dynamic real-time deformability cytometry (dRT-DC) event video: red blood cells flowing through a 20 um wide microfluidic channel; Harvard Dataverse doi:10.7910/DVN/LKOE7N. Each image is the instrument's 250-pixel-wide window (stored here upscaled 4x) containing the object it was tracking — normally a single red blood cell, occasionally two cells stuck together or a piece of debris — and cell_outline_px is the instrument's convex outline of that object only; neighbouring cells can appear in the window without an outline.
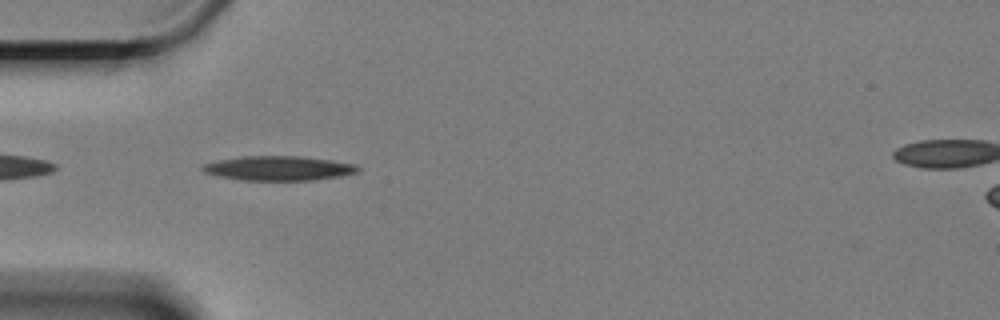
{"species": "Egyptian fruit bat (a non-hibernating species)", "species_latin": "Rousettus aegyptiacus", "temperature_condition": "cold", "stored_images_in_passage": 44, "camera_frame_rate_fps": 3000, "um_per_image_px": 0.085, "animal": {"sex": "female"}, "frame": {"image": 1, "passage_image": 2, "time_ms": 0.333, "image_size_px": [1000, 320], "cell_outline_px": [[360, 168], [356, 172], [340, 176], [312, 180], [244, 180], [220, 176], [204, 172], [200, 168], [204, 164], [220, 160], [240, 156], [300, 156], [332, 160], [356, 164]], "centroid_in_image_um": [23.7, 14.29], "position_along_channel_um": 61.3, "area_um2": 21.96}}
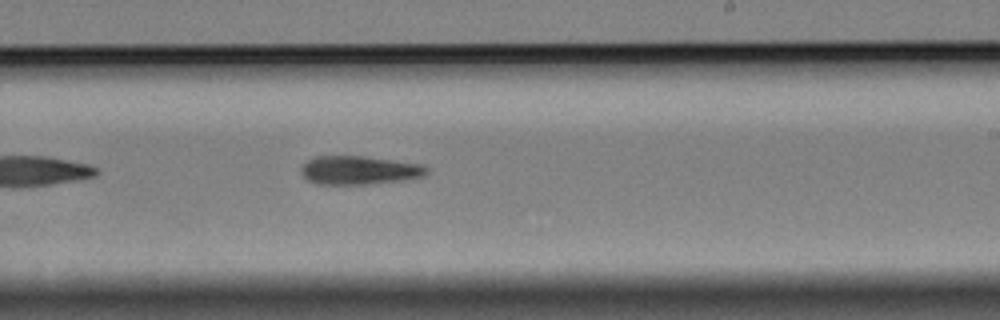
{"frame": {"image": 2, "passage_image": 20, "time_ms": 6.333, "image_size_px": [1000, 320], "cell_outline_px": [[428, 172], [424, 176], [400, 180], [372, 184], [316, 184], [308, 180], [304, 176], [300, 168], [308, 160], [316, 156], [364, 156], [424, 164], [428, 168]], "centroid_in_image_um": [30.55, 14.46], "position_along_channel_um": 258.4, "area_um2": 20.92}}
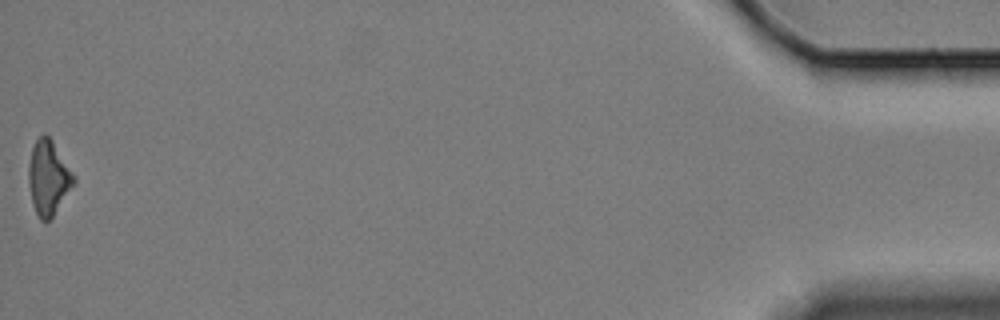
{"frame": {"image": 3, "passage_image": 44, "time_ms": 14.333, "image_size_px": [1000, 320], "cell_outline_px": [[76, 180], [52, 216], [48, 220], [40, 220], [32, 204], [28, 180], [28, 164], [32, 148], [36, 140], [44, 132], [52, 140], [76, 176]], "centroid_in_image_um": [4.1, 15.07], "position_along_channel_um": 431.1, "area_um2": 19.36}, "authors_computed_cell_mechanics": {"area_um2": 21.0392, "velocity_mm_per_s": 3.3179, "shape_relaxation_time_tau1_ms": 3.5725, "shape_relaxation_time_tau2_ms": null, "deformation_change_tau1": 0.1086, "deformation_change_tau2": null}}